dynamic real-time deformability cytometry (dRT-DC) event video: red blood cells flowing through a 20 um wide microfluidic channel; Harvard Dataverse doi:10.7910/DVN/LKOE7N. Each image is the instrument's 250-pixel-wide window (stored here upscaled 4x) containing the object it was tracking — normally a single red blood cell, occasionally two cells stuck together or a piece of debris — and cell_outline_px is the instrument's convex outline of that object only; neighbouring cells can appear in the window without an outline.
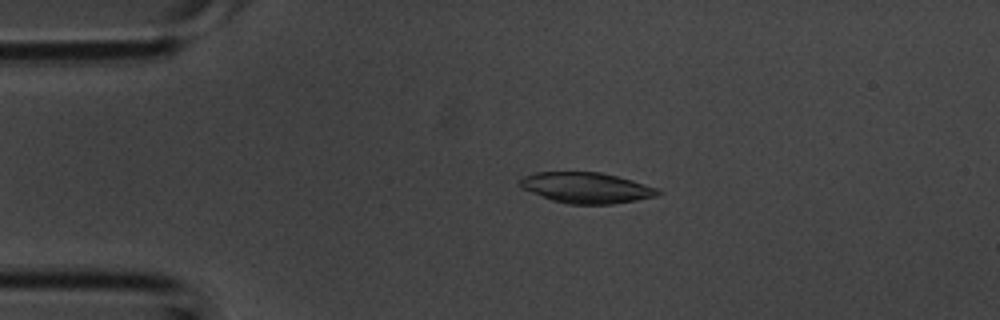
{"species": "common noctule bat (a hibernating species)", "species_latin": "Nyctalus noctula", "temperature_condition": "room temperature", "stored_images_in_passage": 4, "camera_frame_rate_fps": 3000, "um_per_image_px": 0.085, "animal": {"sex": "male", "body_mass_g": 20.1, "forearm_length_mm": 53.5}, "frame": {"image": 1, "passage_image": 2, "time_ms": 0.333, "image_size_px": [1000, 320], "cell_outline_px": [[664, 192], [656, 196], [636, 200], [612, 204], [568, 204], [552, 200], [520, 188], [520, 180], [524, 176], [536, 172], [600, 172], [632, 180], [656, 188]], "centroid_in_image_um": [49.83, 15.96], "position_along_channel_um": 35.2, "area_um2": 24.57}}
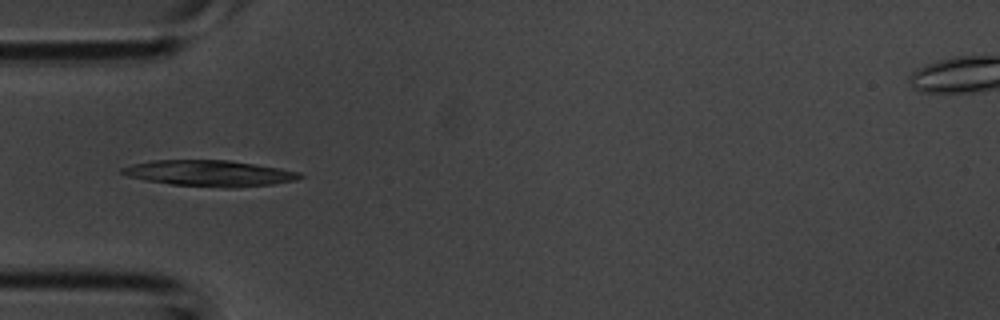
{"frame": {"image": 2, "passage_image": 3, "time_ms": 0.667, "image_size_px": [1000, 320], "cell_outline_px": [[304, 176], [296, 180], [272, 184], [236, 188], [224, 188], [168, 184], [144, 180], [128, 176], [120, 172], [120, 168], [132, 164], [148, 160], [228, 160], [280, 168], [300, 172]], "centroid_in_image_um": [17.78, 14.73], "position_along_channel_um": 67.2, "area_um2": 27.17}}
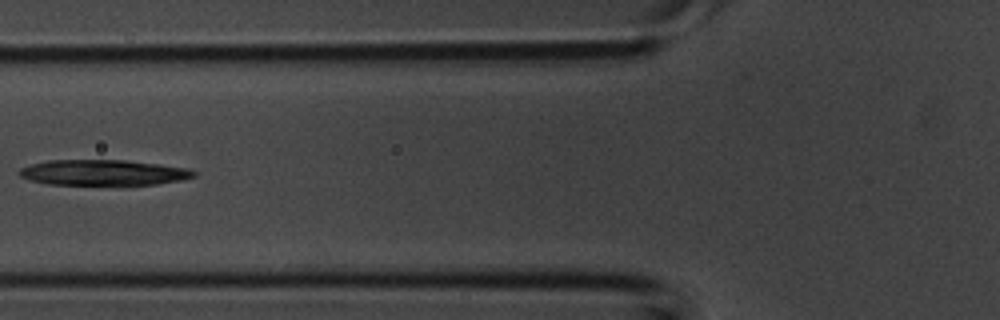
{"frame": {"image": 3, "passage_image": 4, "time_ms": 1.0, "image_size_px": [1000, 320], "cell_outline_px": [[196, 176], [180, 180], [156, 184], [48, 184], [28, 180], [20, 176], [16, 172], [20, 168], [32, 164], [48, 160], [124, 160], [160, 164], [188, 168], [196, 172]], "centroid_in_image_um": [8.75, 14.66], "position_along_channel_um": 117.0, "area_um2": 25.89}}